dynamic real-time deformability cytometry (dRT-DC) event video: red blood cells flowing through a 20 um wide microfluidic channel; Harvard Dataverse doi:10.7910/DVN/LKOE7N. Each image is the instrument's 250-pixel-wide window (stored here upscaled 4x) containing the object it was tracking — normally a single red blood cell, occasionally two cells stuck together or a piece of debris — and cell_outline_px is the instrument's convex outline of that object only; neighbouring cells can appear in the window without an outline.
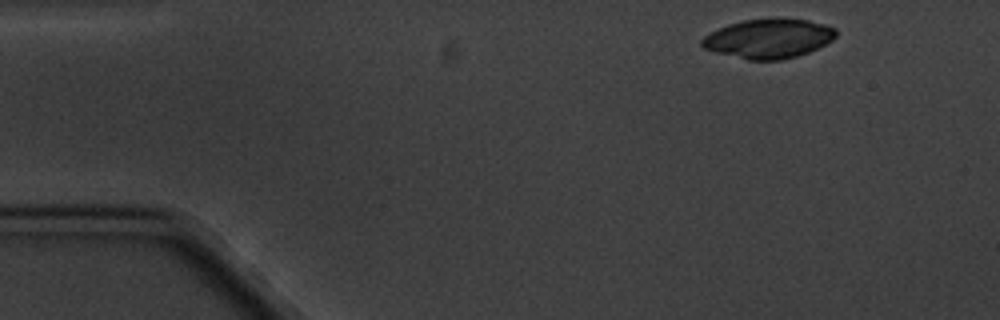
{"species": "common noctule bat (a hibernating species)", "species_latin": "Nyctalus noctula", "temperature_condition": "cold", "stored_images_in_passage": 5, "camera_frame_rate_fps": 3000, "um_per_image_px": 0.085, "animal": {"sex": "male", "body_mass_g": 20.1, "forearm_length_mm": 53.5}, "frame": {"image": 1, "passage_image": 1, "time_ms": 0.0, "image_size_px": [1000, 320], "cell_outline_px": [[836, 36], [832, 40], [808, 52], [796, 56], [780, 60], [748, 60], [716, 52], [704, 48], [700, 44], [700, 40], [704, 36], [728, 24], [744, 20], [808, 20], [824, 24], [836, 28]], "centroid_in_image_um": [65.31, 3.3], "position_along_channel_um": 19.7, "area_um2": 30.06}}